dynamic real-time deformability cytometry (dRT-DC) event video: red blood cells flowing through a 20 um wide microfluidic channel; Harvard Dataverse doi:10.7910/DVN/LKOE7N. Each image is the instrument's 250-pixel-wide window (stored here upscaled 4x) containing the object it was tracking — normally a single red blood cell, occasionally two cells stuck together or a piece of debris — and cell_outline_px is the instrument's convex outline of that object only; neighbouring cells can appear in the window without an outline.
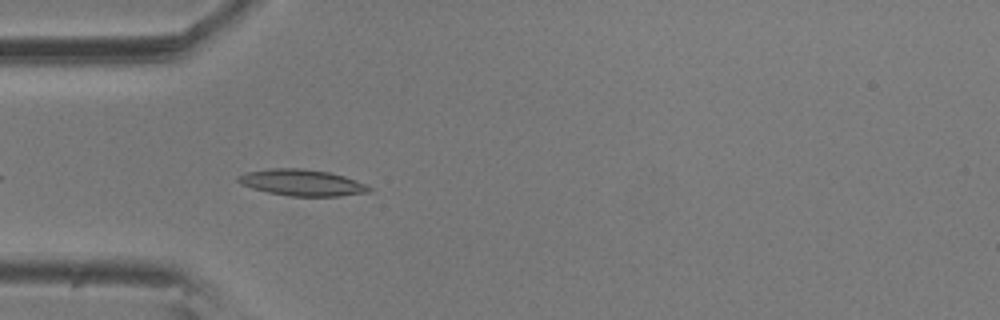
{"species": "common noctule bat (a hibernating species)", "species_latin": "Nyctalus noctula", "temperature_condition": "room temperature", "stored_images_in_passage": 7, "camera_frame_rate_fps": 3000, "um_per_image_px": 0.085, "animal": {"sex": "male", "body_mass_g": 20.5, "forearm_length_mm": 52.5}, "frame": {"image": 1, "passage_image": 4, "time_ms": 1.0, "image_size_px": [1000, 320], "cell_outline_px": [[372, 188], [368, 192], [340, 196], [288, 196], [268, 192], [252, 188], [240, 184], [236, 180], [236, 176], [248, 172], [272, 168], [300, 168], [328, 172], [344, 176], [368, 184]], "centroid_in_image_um": [25.66, 15.52], "position_along_channel_um": 59.3, "area_um2": 20.11}}